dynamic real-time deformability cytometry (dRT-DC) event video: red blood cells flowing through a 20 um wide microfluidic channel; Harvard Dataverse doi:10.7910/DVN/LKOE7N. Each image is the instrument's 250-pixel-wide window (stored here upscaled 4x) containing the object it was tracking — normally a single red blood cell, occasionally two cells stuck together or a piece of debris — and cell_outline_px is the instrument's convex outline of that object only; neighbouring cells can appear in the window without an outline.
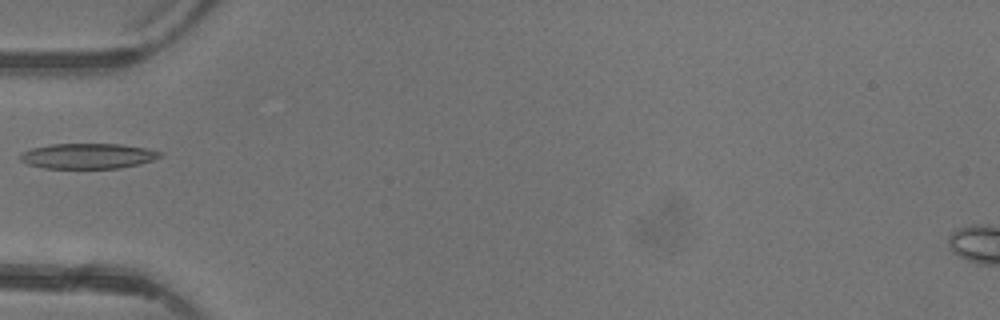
{"species": "common noctule bat (a hibernating species)", "species_latin": "Nyctalus noctula", "temperature_condition": "warm", "stored_images_in_passage": 4, "camera_frame_rate_fps": 3000, "um_per_image_px": 0.085, "animal": {"sex": "female"}, "frame": {"image": 1, "passage_image": 4, "time_ms": 3.333, "image_size_px": [1000, 320], "cell_outline_px": [[164, 156], [140, 164], [120, 168], [44, 168], [28, 164], [20, 160], [20, 152], [32, 148], [48, 144], [120, 144], [144, 148], [164, 152]], "centroid_in_image_um": [7.48, 13.26], "position_along_channel_um": 77.5, "area_um2": 20.75}}